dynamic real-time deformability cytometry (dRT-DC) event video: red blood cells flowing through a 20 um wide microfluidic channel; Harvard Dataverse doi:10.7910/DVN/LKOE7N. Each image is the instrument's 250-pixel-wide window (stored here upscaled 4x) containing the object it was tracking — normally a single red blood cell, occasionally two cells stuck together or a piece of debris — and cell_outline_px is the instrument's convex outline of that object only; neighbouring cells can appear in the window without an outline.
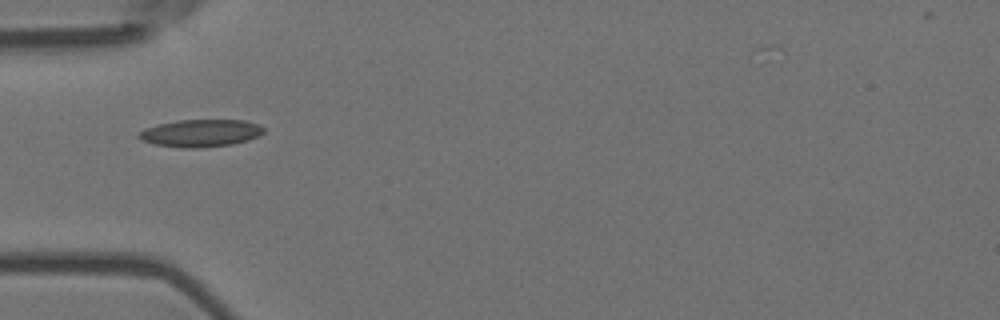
{"species": "Egyptian fruit bat (a non-hibernating species)", "species_latin": "Rousettus aegyptiacus", "temperature_condition": "room temperature", "stored_images_in_passage": 10, "camera_frame_rate_fps": 3000, "um_per_image_px": 0.085, "animal": {"sex": "female"}, "frame": {"image": 1, "passage_image": 5, "time_ms": 1.333, "image_size_px": [1000, 320], "cell_outline_px": [[264, 132], [248, 140], [232, 144], [196, 148], [184, 148], [156, 144], [144, 140], [136, 136], [144, 128], [156, 124], [176, 120], [244, 120], [260, 124], [264, 128]], "centroid_in_image_um": [17.06, 11.3], "position_along_channel_um": 67.9, "area_um2": 19.88}}
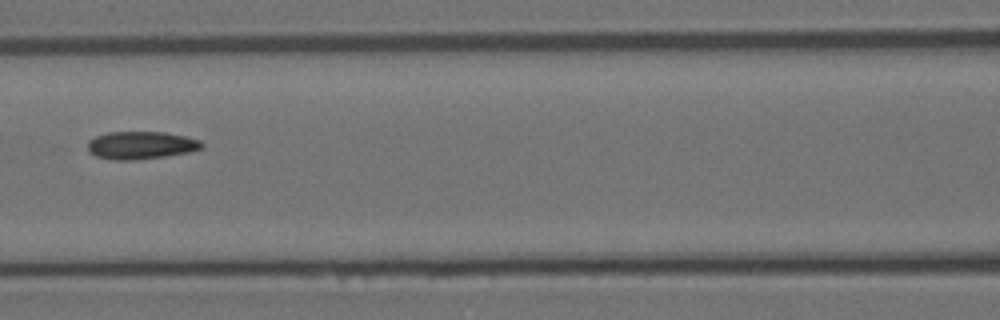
{"frame": {"image": 2, "passage_image": 7, "time_ms": 2.0, "image_size_px": [1000, 320], "cell_outline_px": [[204, 148], [188, 152], [164, 156], [136, 160], [112, 160], [96, 156], [88, 152], [88, 140], [96, 136], [108, 132], [164, 132], [184, 136], [200, 140], [204, 144]], "centroid_in_image_um": [11.97, 12.35], "position_along_channel_um": 154.6, "area_um2": 18.5}}
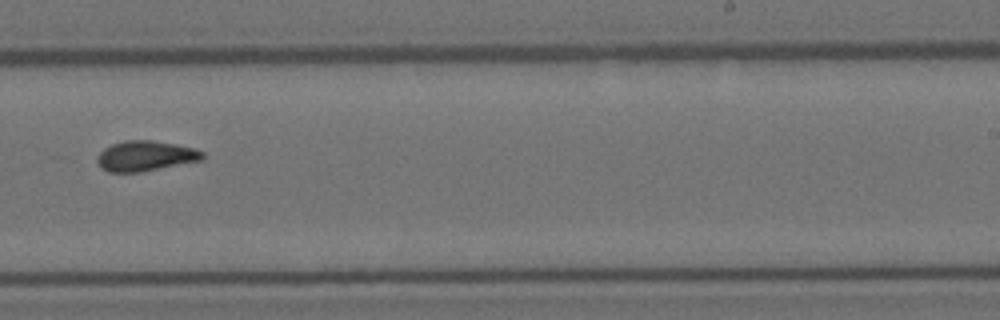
{"frame": {"image": 3, "passage_image": 10, "time_ms": 3.0, "image_size_px": [1000, 320], "cell_outline_px": [[204, 160], [140, 172], [108, 172], [100, 168], [96, 160], [100, 152], [104, 148], [112, 144], [124, 140], [152, 140], [176, 144], [196, 148], [204, 152]], "centroid_in_image_um": [12.38, 13.25], "position_along_channel_um": 276.6, "area_um2": 18.79}}